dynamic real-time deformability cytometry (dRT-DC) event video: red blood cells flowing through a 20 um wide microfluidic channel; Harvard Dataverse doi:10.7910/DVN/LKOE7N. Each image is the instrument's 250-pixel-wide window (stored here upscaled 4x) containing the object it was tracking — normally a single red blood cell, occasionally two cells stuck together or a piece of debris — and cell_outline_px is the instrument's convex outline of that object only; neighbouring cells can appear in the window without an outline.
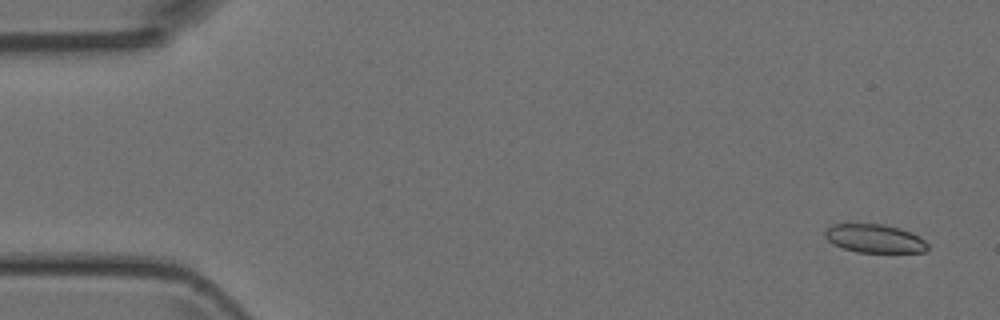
{"species": "Egyptian fruit bat (a non-hibernating species)", "species_latin": "Rousettus aegyptiacus", "temperature_condition": "room temperature", "stored_images_in_passage": 50, "camera_frame_rate_fps": 3000, "um_per_image_px": 0.085, "animal": {"sex": "female"}, "frame": {"image": 1, "passage_image": 3, "time_ms": 0.667, "image_size_px": [1000, 320], "cell_outline_px": [[928, 252], [856, 252], [832, 244], [824, 236], [824, 232], [832, 224], [880, 224], [900, 228], [912, 232], [920, 236], [928, 244]], "centroid_in_image_um": [74.37, 20.28], "position_along_channel_um": 10.6, "area_um2": 17.11}}
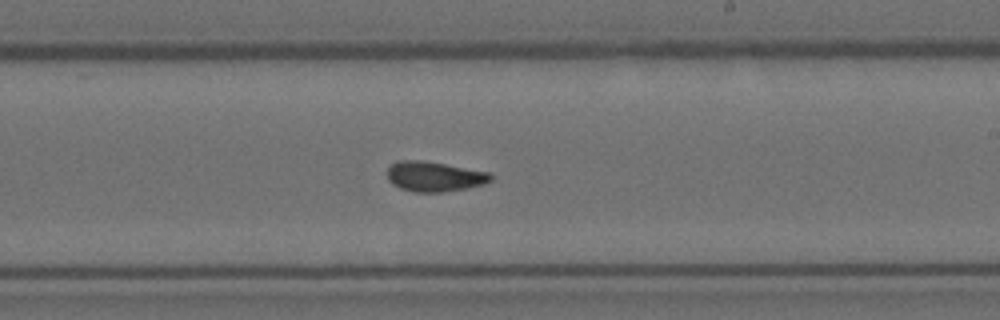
{"frame": {"image": 2, "passage_image": 30, "time_ms": 9.667, "image_size_px": [1000, 320], "cell_outline_px": [[492, 180], [484, 184], [468, 188], [444, 192], [412, 192], [400, 188], [392, 184], [388, 180], [388, 168], [396, 160], [420, 160], [444, 164], [488, 172], [492, 176]], "centroid_in_image_um": [36.9, 15.01], "position_along_channel_um": 252.1, "area_um2": 18.09}}
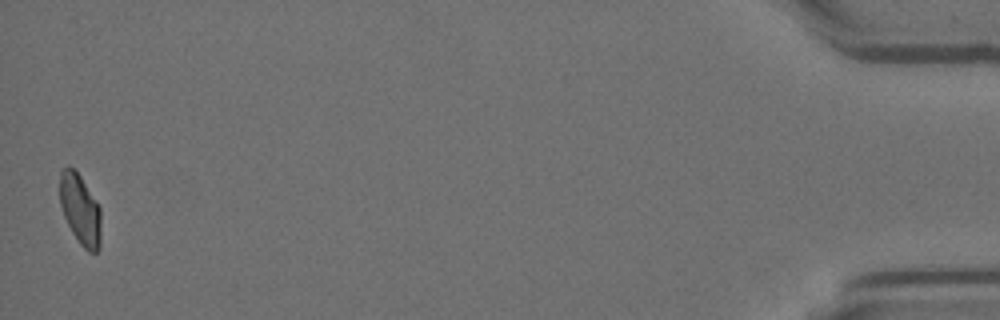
{"frame": {"image": 3, "passage_image": 50, "time_ms": 16.333, "image_size_px": [1000, 320], "cell_outline_px": [[100, 248], [96, 252], [88, 252], [80, 244], [72, 232], [64, 216], [60, 204], [60, 172], [68, 164], [80, 176], [100, 208]], "centroid_in_image_um": [6.81, 17.82], "position_along_channel_um": 428.4, "area_um2": 16.7}}